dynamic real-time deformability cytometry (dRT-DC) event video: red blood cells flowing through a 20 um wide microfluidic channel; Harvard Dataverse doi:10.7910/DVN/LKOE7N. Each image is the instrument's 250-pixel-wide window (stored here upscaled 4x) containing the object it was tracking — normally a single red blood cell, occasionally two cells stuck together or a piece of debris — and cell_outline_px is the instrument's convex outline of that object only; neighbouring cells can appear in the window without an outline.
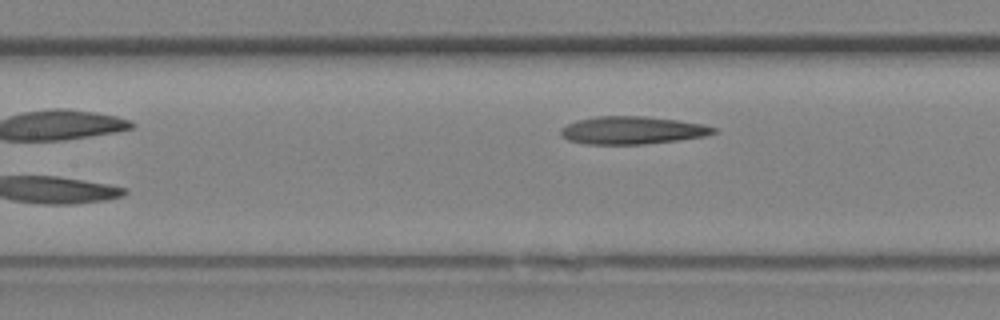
{"species": "Egyptian fruit bat (a non-hibernating species)", "species_latin": "Rousettus aegyptiacus", "temperature_condition": "room temperature", "stored_images_in_passage": 11, "camera_frame_rate_fps": 3000, "um_per_image_px": 0.085, "animal": {"sex": "female"}, "frame": {"image": 1, "passage_image": 11, "time_ms": 3.333, "image_size_px": [1000, 320], "cell_outline_px": [[716, 132], [704, 136], [676, 140], [644, 144], [584, 144], [568, 140], [560, 136], [560, 128], [576, 120], [596, 116], [644, 116], [676, 120], [704, 124], [716, 128]], "centroid_in_image_um": [53.69, 11.07], "position_along_channel_um": 153.7, "area_um2": 24.68}}